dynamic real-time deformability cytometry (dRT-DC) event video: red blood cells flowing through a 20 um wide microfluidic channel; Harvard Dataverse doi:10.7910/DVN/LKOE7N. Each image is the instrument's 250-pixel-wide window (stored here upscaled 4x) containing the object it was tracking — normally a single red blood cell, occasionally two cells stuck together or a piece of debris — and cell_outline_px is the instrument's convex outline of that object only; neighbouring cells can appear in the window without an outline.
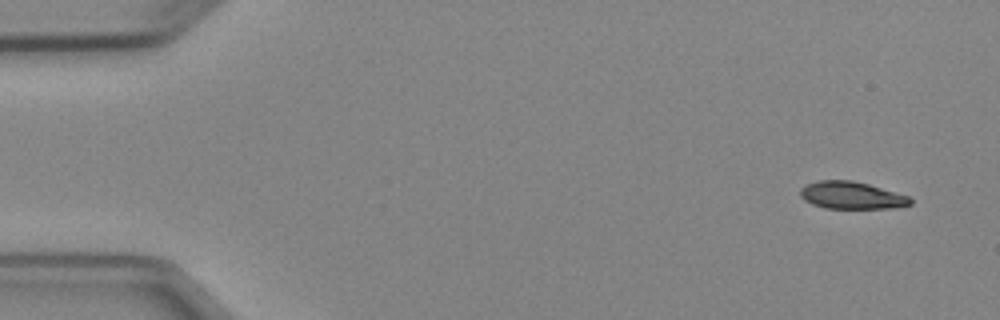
{"species": "Egyptian fruit bat (a non-hibernating species)", "species_latin": "Rousettus aegyptiacus", "temperature_condition": "cold", "stored_images_in_passage": 6, "camera_frame_rate_fps": 3000, "um_per_image_px": 0.085, "animal": {"sex": "female"}, "frame": {"image": 1, "passage_image": 1, "time_ms": 0.0, "image_size_px": [1000, 320], "cell_outline_px": [[912, 204], [892, 208], [824, 208], [812, 204], [804, 200], [800, 196], [800, 188], [804, 184], [816, 180], [852, 180], [868, 184], [908, 196], [912, 200]], "centroid_in_image_um": [72.32, 16.59], "position_along_channel_um": 12.7, "area_um2": 17.57}}
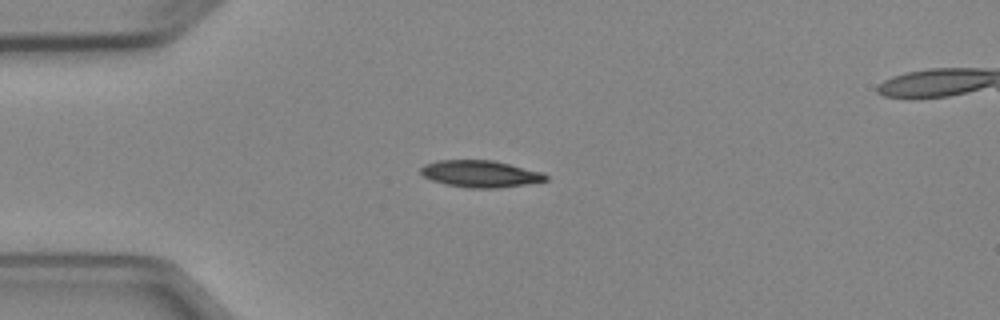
{"frame": {"image": 2, "passage_image": 3, "time_ms": 3.333, "image_size_px": [1000, 320], "cell_outline_px": [[548, 180], [528, 184], [500, 188], [468, 188], [448, 184], [432, 180], [424, 176], [420, 172], [420, 168], [424, 164], [440, 160], [492, 160], [544, 172], [548, 176]], "centroid_in_image_um": [40.87, 14.77], "position_along_channel_um": 44.1, "area_um2": 19.59}}
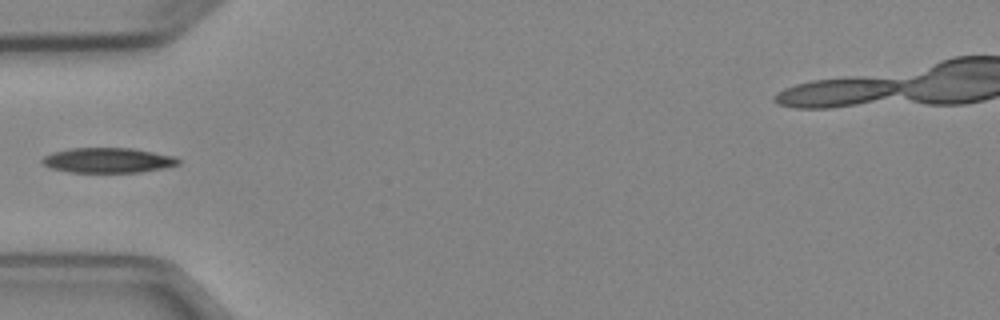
{"frame": {"image": 3, "passage_image": 4, "time_ms": 4.667, "image_size_px": [1000, 320], "cell_outline_px": [[180, 164], [164, 168], [140, 172], [68, 172], [52, 168], [44, 164], [40, 160], [44, 156], [52, 152], [68, 148], [132, 148], [176, 156], [180, 160]], "centroid_in_image_um": [9.19, 13.62], "position_along_channel_um": 75.8, "area_um2": 19.94}}